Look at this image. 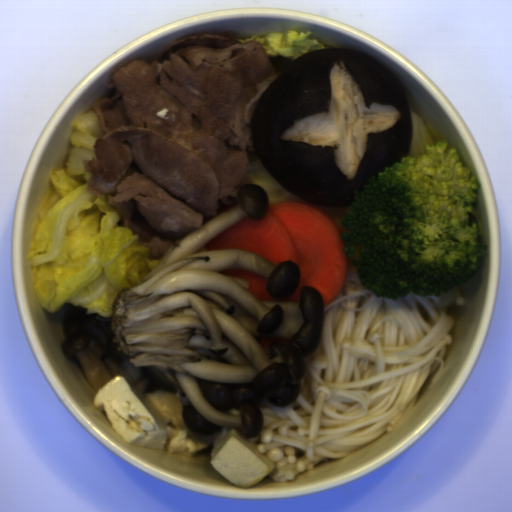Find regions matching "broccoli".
Wrapping results in <instances>:
<instances>
[{"instance_id": "obj_1", "label": "broccoli", "mask_w": 512, "mask_h": 512, "mask_svg": "<svg viewBox=\"0 0 512 512\" xmlns=\"http://www.w3.org/2000/svg\"><path fill=\"white\" fill-rule=\"evenodd\" d=\"M409 156L368 178L339 220L350 265L378 299L440 297L481 270L479 181L455 147L434 142L411 112Z\"/></svg>"}]
</instances>
